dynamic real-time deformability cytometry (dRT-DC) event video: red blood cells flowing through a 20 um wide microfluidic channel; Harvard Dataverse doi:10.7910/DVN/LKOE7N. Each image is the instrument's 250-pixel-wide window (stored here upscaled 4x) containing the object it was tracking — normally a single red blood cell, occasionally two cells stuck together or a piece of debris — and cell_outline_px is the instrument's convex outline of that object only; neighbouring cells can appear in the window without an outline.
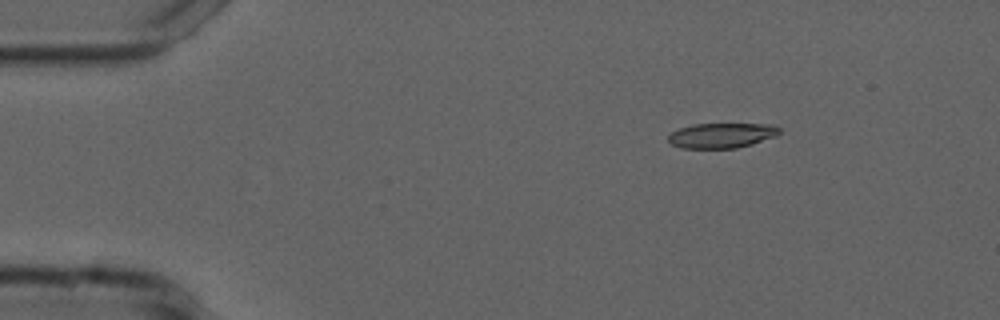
{"species": "common noctule bat (a hibernating species)", "species_latin": "Nyctalus noctula", "temperature_condition": "cold", "stored_images_in_passage": 47, "camera_frame_rate_fps": 3000, "um_per_image_px": 0.085, "animal": {"sex": "male", "forearm_length_mm": 52.5}, "frame": {"image": 1, "passage_image": 1, "time_ms": 0.0, "image_size_px": [1000, 320], "cell_outline_px": [[780, 132], [776, 136], [752, 144], [736, 148], [680, 148], [672, 144], [668, 140], [668, 136], [672, 132], [680, 128], [692, 124], [776, 124], [780, 128]], "centroid_in_image_um": [61.36, 11.51], "position_along_channel_um": 23.6, "area_um2": 16.24}}
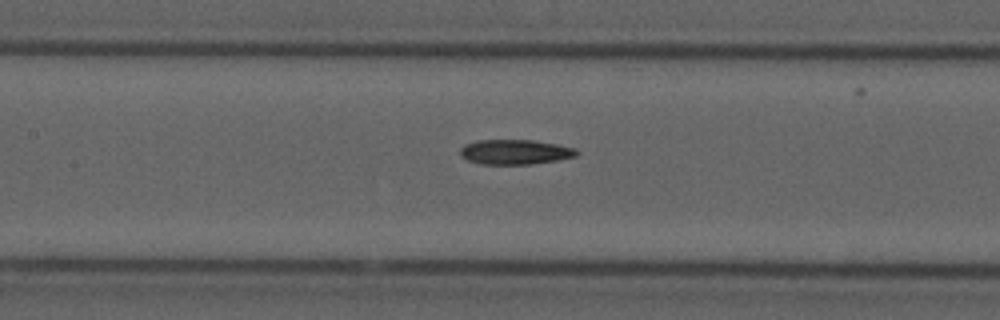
{"frame": {"image": 2, "passage_image": 18, "time_ms": 5.667, "image_size_px": [1000, 320], "cell_outline_px": [[580, 152], [576, 156], [556, 160], [532, 164], [480, 164], [468, 160], [460, 156], [460, 148], [464, 144], [476, 140], [532, 140], [556, 144], [576, 148]], "centroid_in_image_um": [43.76, 12.91], "position_along_channel_um": 163.6, "area_um2": 16.94}}
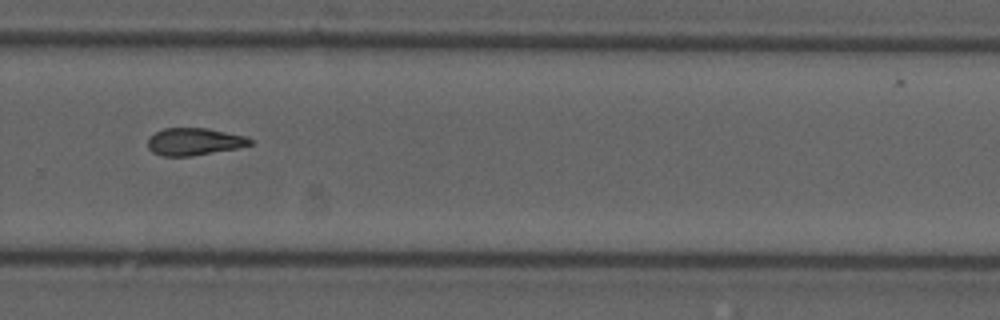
{"frame": {"image": 3, "passage_image": 30, "time_ms": 9.667, "image_size_px": [1000, 320], "cell_outline_px": [[256, 144], [240, 148], [188, 156], [160, 156], [152, 152], [148, 148], [148, 140], [156, 132], [164, 128], [208, 128], [248, 136], [256, 140]], "centroid_in_image_um": [16.61, 12.04], "position_along_channel_um": 313.2, "area_um2": 16.59}, "authors_computed_cell_mechanics": {"area_um2": 16.9932, "velocity_mm_per_s": 3.7577, "shape_relaxation_time_tau1_ms": null, "shape_relaxation_time_tau2_ms": 5.9268, "deformation_change_tau1": null, "deformation_change_tau2": 0.1457}}